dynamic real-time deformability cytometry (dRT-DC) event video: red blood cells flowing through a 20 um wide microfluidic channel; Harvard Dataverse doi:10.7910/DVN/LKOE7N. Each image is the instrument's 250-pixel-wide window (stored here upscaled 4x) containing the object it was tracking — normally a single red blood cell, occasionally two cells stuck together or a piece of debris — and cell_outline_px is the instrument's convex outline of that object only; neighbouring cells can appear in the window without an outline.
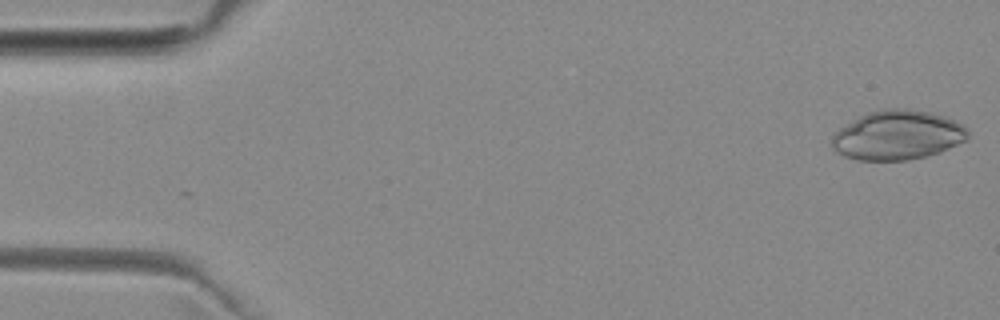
{"species": "common noctule bat (a hibernating species)", "species_latin": "Nyctalus noctula", "temperature_condition": "room temperature", "stored_images_in_passage": 8, "camera_frame_rate_fps": 3000, "um_per_image_px": 0.085, "animal": {"sex": "female", "body_mass_g": 29.2, "forearm_length_mm": 56.3}, "frame": {"image": 1, "passage_image": 1, "time_ms": 0.0, "image_size_px": [1000, 320], "cell_outline_px": [[968, 136], [964, 140], [940, 152], [908, 160], [856, 160], [844, 156], [836, 152], [832, 148], [832, 136], [840, 128], [860, 116], [868, 112], [888, 108], [904, 108], [932, 112], [944, 116], [964, 124], [968, 128]], "centroid_in_image_um": [76.29, 11.48], "position_along_channel_um": 8.7, "area_um2": 39.07}}